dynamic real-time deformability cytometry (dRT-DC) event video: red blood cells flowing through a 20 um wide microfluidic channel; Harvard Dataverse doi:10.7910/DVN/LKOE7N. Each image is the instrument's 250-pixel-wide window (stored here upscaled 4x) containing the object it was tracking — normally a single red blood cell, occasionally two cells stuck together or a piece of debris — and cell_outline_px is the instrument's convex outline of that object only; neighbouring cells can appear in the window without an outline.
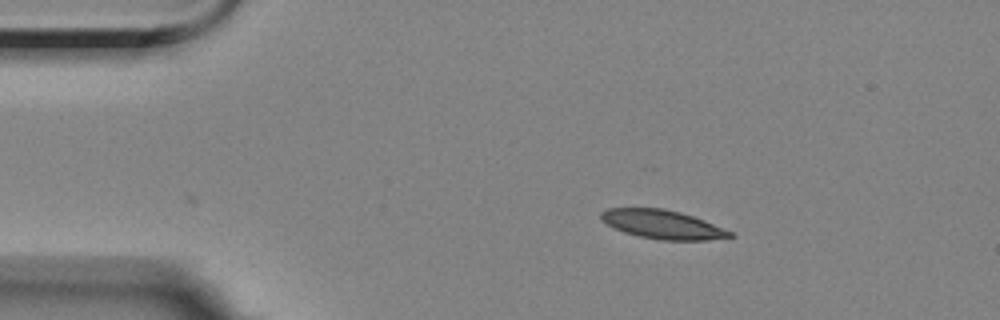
{"species": "Egyptian fruit bat (a non-hibernating species)", "species_latin": "Rousettus aegyptiacus", "temperature_condition": "room temperature", "stored_images_in_passage": 34, "camera_frame_rate_fps": 3000, "um_per_image_px": 0.085, "animal": {"sex": "female"}, "frame": {"image": 1, "passage_image": 1, "time_ms": 0.0, "image_size_px": [1000, 320], "cell_outline_px": [[736, 236], [708, 240], [660, 240], [640, 236], [624, 232], [600, 220], [600, 212], [604, 208], [664, 208], [680, 212], [704, 220], [732, 232]], "centroid_in_image_um": [56.3, 19.07], "position_along_channel_um": 28.7, "area_um2": 21.56}}
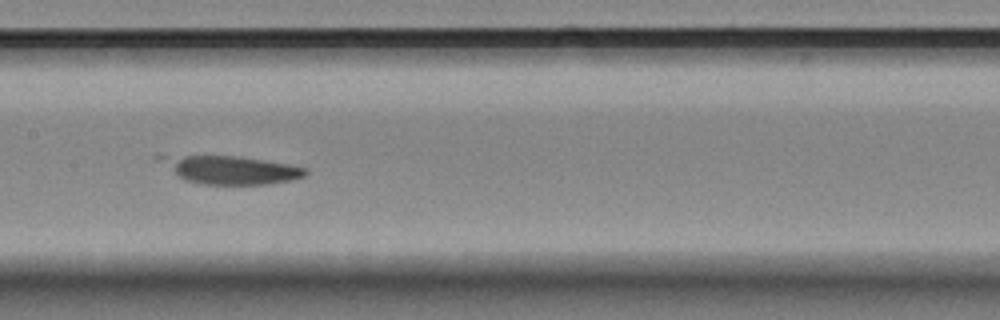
{"frame": {"image": 2, "passage_image": 19, "time_ms": 6.0, "image_size_px": [1000, 320], "cell_outline_px": [[308, 172], [304, 176], [288, 180], [264, 184], [200, 184], [184, 180], [152, 156], [236, 156], [264, 160], [288, 164], [308, 168]], "centroid_in_image_um": [19.58, 14.43], "position_along_channel_um": 187.8, "area_um2": 23.41}}
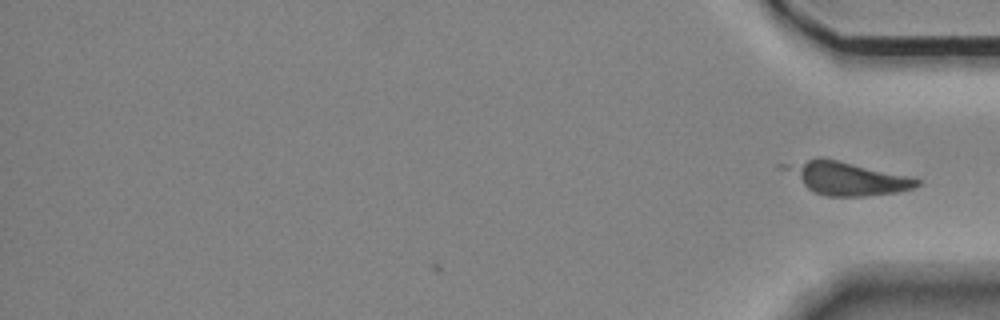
{"frame": {"image": 3, "passage_image": 34, "time_ms": 11.0, "image_size_px": [1000, 320], "cell_outline_px": [[920, 184], [916, 188], [896, 192], [864, 196], [824, 196], [808, 188], [776, 168], [776, 164], [816, 156], [824, 156], [912, 176], [920, 180]], "centroid_in_image_um": [71.87, 15.08], "position_along_channel_um": 363.3, "area_um2": 26.59}}